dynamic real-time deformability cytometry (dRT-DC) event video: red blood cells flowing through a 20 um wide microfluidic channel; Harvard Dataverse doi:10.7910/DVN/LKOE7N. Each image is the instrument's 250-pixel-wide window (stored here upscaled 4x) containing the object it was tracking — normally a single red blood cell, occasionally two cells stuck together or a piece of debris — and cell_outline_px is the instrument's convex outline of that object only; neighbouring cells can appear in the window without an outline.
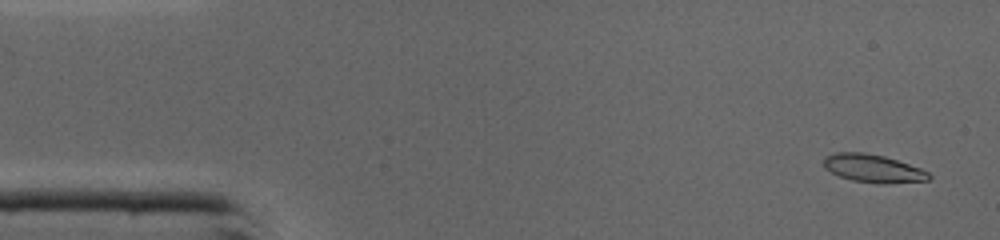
{"species": "common noctule bat (a hibernating species)", "species_latin": "Nyctalus noctula", "temperature_condition": "cold", "stored_images_in_passage": 45, "camera_frame_rate_fps": 3000, "um_per_image_px": 0.085, "animal": {"sex": "male", "body_mass_g": 19.0, "forearm_length_mm": 50.8}, "frame": {"image": 1, "passage_image": 2, "time_ms": 0.333, "image_size_px": [1000, 240], "cell_outline_px": [[932, 176], [928, 180], [884, 184], [852, 180], [840, 176], [824, 168], [824, 156], [836, 152], [864, 152], [884, 156], [920, 168], [928, 172]], "centroid_in_image_um": [74.2, 14.31], "position_along_channel_um": 10.8, "area_um2": 17.05}}
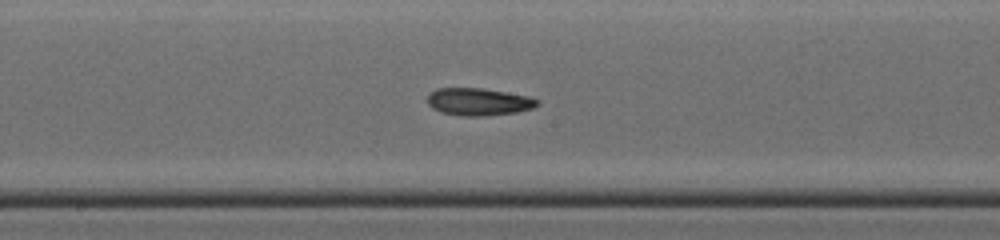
{"frame": {"image": 2, "passage_image": 23, "time_ms": 7.333, "image_size_px": [1000, 240], "cell_outline_px": [[540, 104], [532, 108], [516, 112], [484, 116], [460, 116], [440, 112], [432, 108], [428, 104], [428, 92], [436, 88], [484, 88], [528, 96], [540, 100]], "centroid_in_image_um": [40.66, 8.65], "position_along_channel_um": 207.5, "area_um2": 17.74}}
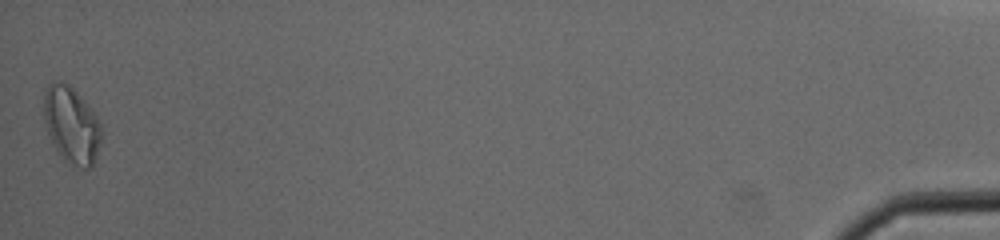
{"frame": {"image": 3, "passage_image": 45, "time_ms": 14.667, "image_size_px": [1000, 240], "cell_outline_px": [[100, 144], [92, 168], [80, 168], [64, 160], [56, 152], [52, 144], [44, 120], [44, 92], [48, 84], [52, 80], [60, 80], [68, 84], [92, 108], [100, 124]], "centroid_in_image_um": [6.06, 10.62], "position_along_channel_um": 429.1, "area_um2": 25.84}, "authors_computed_cell_mechanics": {"area_um2": 17.2244, "velocity_mm_per_s": 4.3904, "shape_relaxation_time_tau1_ms": 5.8094, "shape_relaxation_time_tau2_ms": 4.0345, "deformation_change_tau1": 0.23, "deformation_change_tau2": 0.1205}}